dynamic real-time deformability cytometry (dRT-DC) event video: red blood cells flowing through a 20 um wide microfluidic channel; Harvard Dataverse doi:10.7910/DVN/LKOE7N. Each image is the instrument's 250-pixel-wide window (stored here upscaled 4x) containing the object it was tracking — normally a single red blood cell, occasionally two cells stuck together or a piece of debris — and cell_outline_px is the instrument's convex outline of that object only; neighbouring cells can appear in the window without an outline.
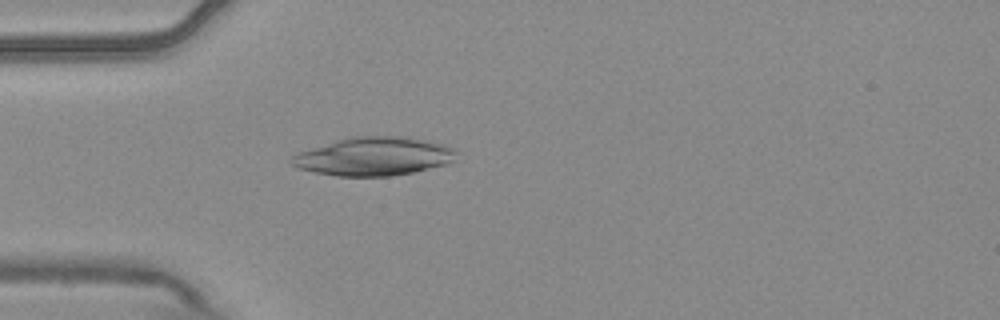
{"species": "common noctule bat (a hibernating species)", "species_latin": "Nyctalus noctula", "temperature_condition": "warm", "stored_images_in_passage": 4, "camera_frame_rate_fps": 3000, "um_per_image_px": 0.085, "animal": {"sex": "male", "body_mass_g": 20.4}, "frame": {"image": 1, "passage_image": 4, "time_ms": 1.0, "image_size_px": [1000, 320], "cell_outline_px": [[456, 152], [452, 160], [448, 164], [412, 172], [392, 176], [336, 176], [316, 172], [300, 168], [292, 164], [288, 160], [296, 152], [336, 140], [356, 136], [400, 136], [424, 140], [444, 144], [452, 148]], "centroid_in_image_um": [31.73, 13.29], "position_along_channel_um": 53.3, "area_um2": 36.7}}